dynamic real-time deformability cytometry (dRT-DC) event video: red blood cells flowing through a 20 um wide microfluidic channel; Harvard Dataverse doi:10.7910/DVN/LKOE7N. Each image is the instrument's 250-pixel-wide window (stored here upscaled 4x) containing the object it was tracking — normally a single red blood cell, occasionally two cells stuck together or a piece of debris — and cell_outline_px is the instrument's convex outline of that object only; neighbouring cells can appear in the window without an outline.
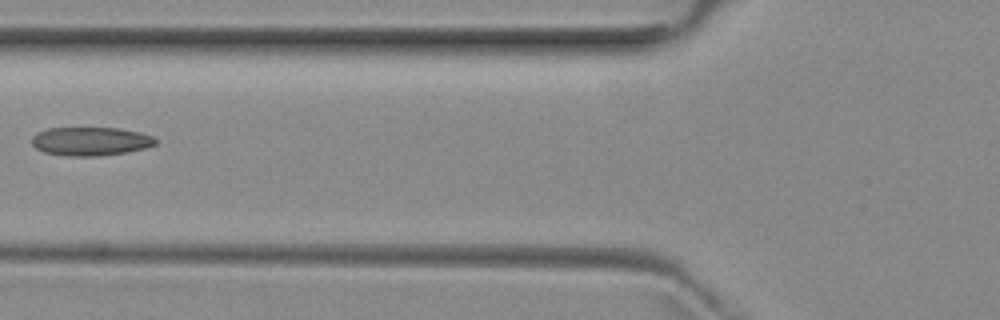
{"species": "common noctule bat (a hibernating species)", "species_latin": "Nyctalus noctula", "temperature_condition": "room temperature", "stored_images_in_passage": 5, "camera_frame_rate_fps": 3000, "um_per_image_px": 0.085, "animal": {"sex": "female", "body_mass_g": 29.2, "forearm_length_mm": 56.3}, "frame": {"image": 1, "passage_image": 3, "time_ms": 2.667, "image_size_px": [1000, 320], "cell_outline_px": [[156, 144], [144, 148], [124, 152], [96, 156], [68, 156], [44, 152], [36, 148], [32, 144], [32, 136], [36, 132], [48, 128], [120, 128], [140, 132], [152, 136], [156, 140]], "centroid_in_image_um": [7.67, 12.0], "position_along_channel_um": 118.1, "area_um2": 20.52}}
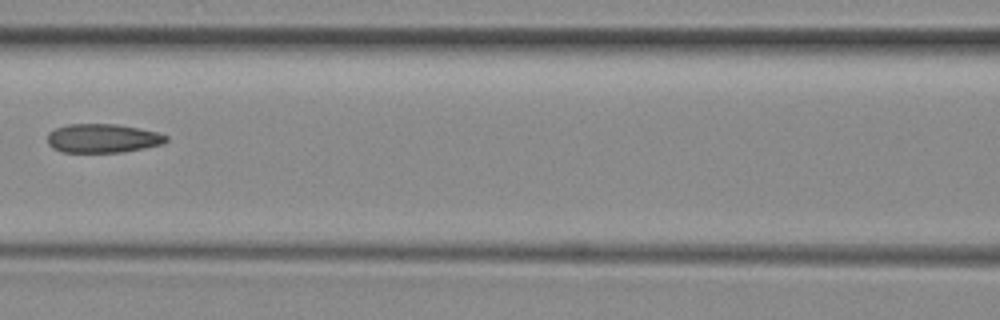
{"frame": {"image": 2, "passage_image": 4, "time_ms": 3.667, "image_size_px": [1000, 320], "cell_outline_px": [[168, 140], [164, 144], [144, 148], [120, 152], [60, 152], [52, 148], [48, 144], [48, 132], [56, 128], [68, 124], [116, 124], [140, 128], [156, 132], [168, 136]], "centroid_in_image_um": [8.73, 11.75], "position_along_channel_um": 157.9, "area_um2": 20.06}}
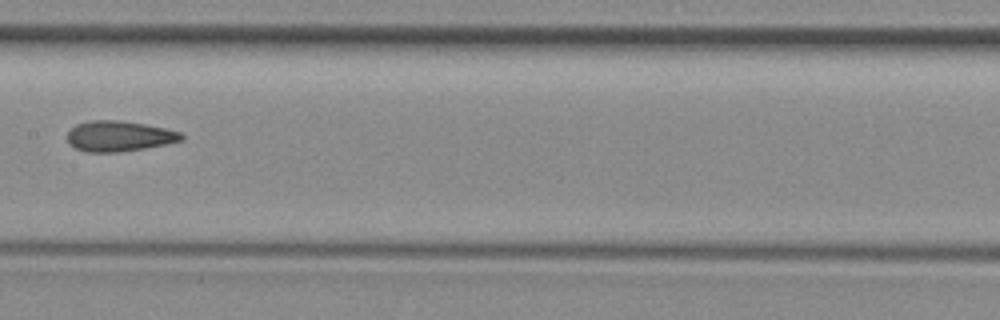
{"frame": {"image": 3, "passage_image": 5, "time_ms": 4.667, "image_size_px": [1000, 320], "cell_outline_px": [[184, 136], [180, 140], [164, 144], [144, 148], [116, 152], [84, 152], [68, 144], [68, 132], [76, 124], [88, 120], [120, 120], [144, 124], [164, 128], [180, 132]], "centroid_in_image_um": [10.06, 11.56], "position_along_channel_um": 197.3, "area_um2": 20.11}}